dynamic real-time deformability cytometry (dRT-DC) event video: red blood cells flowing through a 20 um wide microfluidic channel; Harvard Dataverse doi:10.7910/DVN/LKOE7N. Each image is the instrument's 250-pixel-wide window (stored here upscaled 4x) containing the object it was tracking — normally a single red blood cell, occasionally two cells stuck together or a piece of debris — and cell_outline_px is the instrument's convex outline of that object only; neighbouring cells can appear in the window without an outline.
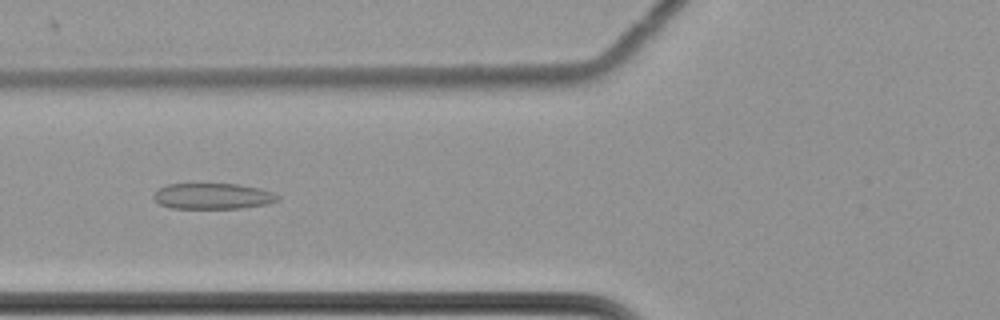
{"species": "common noctule bat (a hibernating species)", "species_latin": "Nyctalus noctula", "temperature_condition": "cold", "stored_images_in_passage": 60, "camera_frame_rate_fps": 3000, "um_per_image_px": 0.085, "animal": {"sex": "female", "body_mass_g": 22.7, "forearm_length_mm": 54.2}, "frame": {"image": 1, "passage_image": 24, "time_ms": 7.667, "image_size_px": [1000, 320], "cell_outline_px": [[280, 200], [268, 204], [240, 208], [172, 208], [160, 204], [152, 196], [156, 188], [168, 184], [240, 184], [260, 188], [272, 192], [280, 196]], "centroid_in_image_um": [18.1, 16.66], "position_along_channel_um": 107.7, "area_um2": 18.84}}
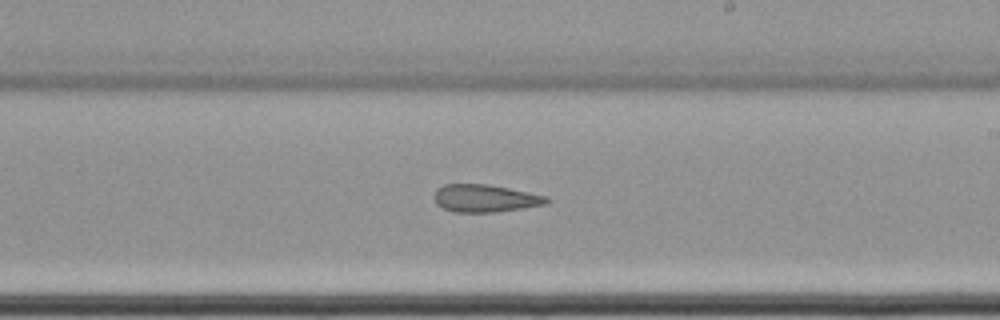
{"frame": {"image": 2, "passage_image": 36, "time_ms": 11.667, "image_size_px": [1000, 320], "cell_outline_px": [[552, 200], [548, 204], [496, 212], [456, 212], [444, 208], [436, 204], [436, 188], [444, 184], [488, 184], [548, 196]], "centroid_in_image_um": [41.29, 16.85], "position_along_channel_um": 247.7, "area_um2": 18.03}}
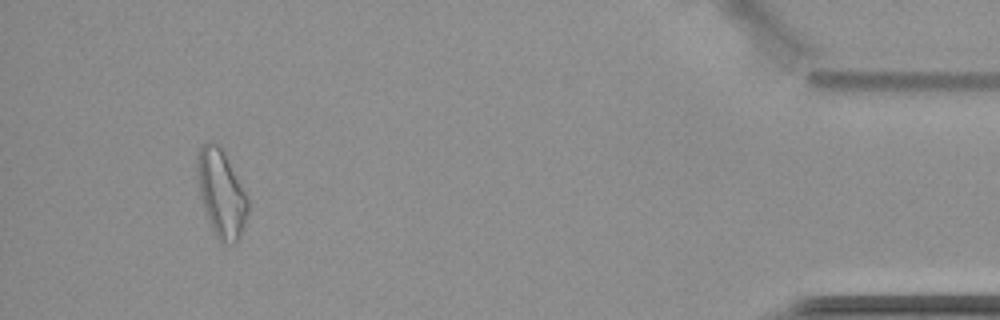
{"frame": {"image": 3, "passage_image": 56, "time_ms": 18.333, "image_size_px": [1000, 320], "cell_outline_px": [[248, 212], [240, 236], [232, 244], [220, 244], [208, 220], [200, 200], [196, 176], [196, 156], [200, 148], [208, 140], [212, 140], [220, 144], [248, 200]], "centroid_in_image_um": [18.76, 16.42], "position_along_channel_um": 416.4, "area_um2": 25.89}, "authors_computed_cell_mechanics": {"area_um2": 21.7617, "velocity_mm_per_s": 3.5038, "shape_relaxation_time_tau1_ms": null, "shape_relaxation_time_tau2_ms": 5.0782, "deformation_change_tau1": null, "deformation_change_tau2": 0.1374}}